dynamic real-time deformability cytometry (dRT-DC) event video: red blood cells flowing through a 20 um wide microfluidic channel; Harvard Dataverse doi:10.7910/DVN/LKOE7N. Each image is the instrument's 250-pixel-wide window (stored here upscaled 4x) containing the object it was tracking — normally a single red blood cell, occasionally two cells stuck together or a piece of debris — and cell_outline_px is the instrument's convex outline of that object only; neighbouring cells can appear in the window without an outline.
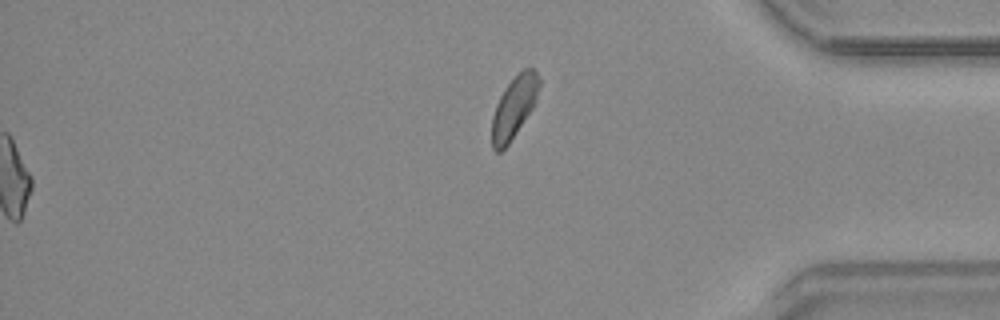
{"species": "common noctule bat (a hibernating species)", "species_latin": "Nyctalus noctula", "temperature_condition": "warm", "stored_images_in_passage": 47, "segment_of_instrument_passage": [2, 2], "camera_frame_rate_fps": 3000, "um_per_image_px": 0.085, "animal": {"sex": "male", "body_mass_g": 20.4}, "frame": {"image": 1, "passage_image": 47, "time_ms": 15.333, "image_size_px": [1000, 320], "cell_outline_px": [[540, 84], [532, 108], [508, 144], [500, 152], [496, 152], [492, 148], [492, 116], [496, 104], [504, 88], [524, 68], [532, 68], [536, 72], [540, 80]], "centroid_in_image_um": [43.67, 9.12], "position_along_channel_um": 391.5, "area_um2": 16.53}}